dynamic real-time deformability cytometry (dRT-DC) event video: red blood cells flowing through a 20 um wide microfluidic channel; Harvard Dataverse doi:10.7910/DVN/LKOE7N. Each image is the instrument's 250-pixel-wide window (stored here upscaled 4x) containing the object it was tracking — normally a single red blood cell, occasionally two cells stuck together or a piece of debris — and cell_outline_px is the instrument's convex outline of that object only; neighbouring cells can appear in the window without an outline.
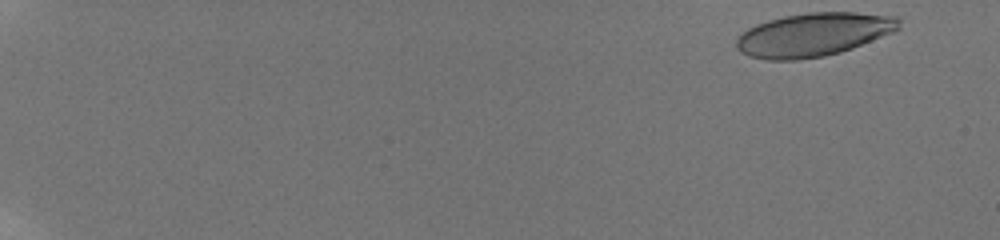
{"species": "human", "species_latin": "Homo sapiens", "temperature_condition": "room temperature", "stored_images_in_passage": 12, "camera_frame_rate_fps": 3000, "um_per_image_px": 0.085, "donor": {"sex": "male"}, "frame": {"image": 1, "passage_image": 1, "time_ms": 0.0, "image_size_px": [1000, 240], "cell_outline_px": [[900, 28], [892, 32], [852, 48], [840, 52], [824, 56], [796, 60], [768, 60], [748, 56], [736, 48], [736, 40], [748, 28], [756, 24], [768, 20], [784, 16], [808, 12], [856, 12], [896, 16], [900, 20]], "centroid_in_image_um": [69.14, 2.94], "position_along_channel_um": 15.9, "area_um2": 41.04}}
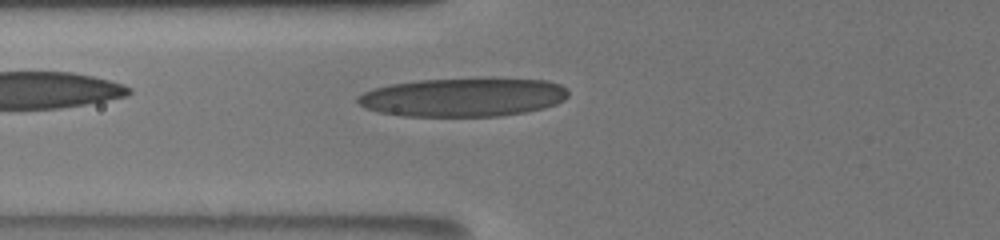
{"frame": {"image": 2, "passage_image": 12, "time_ms": 7.333, "image_size_px": [1000, 240], "cell_outline_px": [[568, 96], [564, 100], [556, 104], [544, 108], [524, 112], [500, 116], [400, 116], [380, 112], [364, 108], [356, 100], [356, 96], [372, 88], [388, 84], [416, 80], [548, 80], [560, 84], [568, 88]], "centroid_in_image_um": [39.33, 8.28], "position_along_channel_um": 86.5, "area_um2": 47.05}}